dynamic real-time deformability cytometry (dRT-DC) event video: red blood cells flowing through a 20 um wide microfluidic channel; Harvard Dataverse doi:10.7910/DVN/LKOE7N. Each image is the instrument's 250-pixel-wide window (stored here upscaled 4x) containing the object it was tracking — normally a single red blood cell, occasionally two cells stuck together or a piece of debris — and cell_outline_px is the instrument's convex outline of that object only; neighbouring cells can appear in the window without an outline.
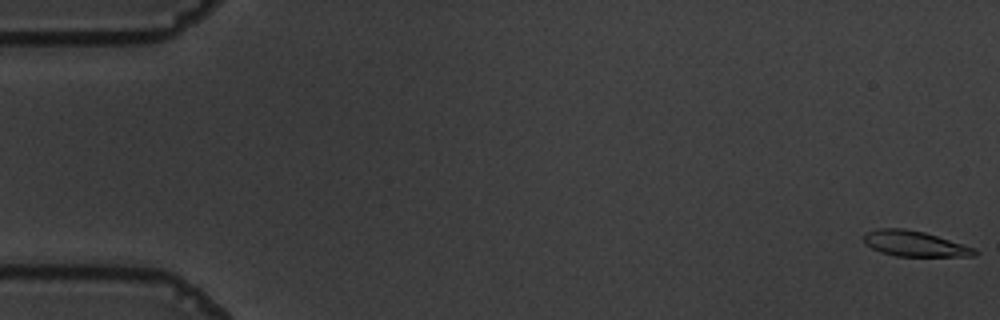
{"species": "common noctule bat (a hibernating species)", "species_latin": "Nyctalus noctula", "temperature_condition": "warm", "stored_images_in_passage": 56, "camera_frame_rate_fps": 3000, "um_per_image_px": 0.085, "animal": {"sex": "male", "body_mass_g": 19.5, "forearm_length_mm": 54.6}, "frame": {"image": 1, "passage_image": 1, "time_ms": 0.0, "image_size_px": [1000, 320], "cell_outline_px": [[980, 252], [972, 256], [896, 256], [880, 252], [864, 244], [864, 232], [876, 228], [904, 228], [924, 232], [972, 248]], "centroid_in_image_um": [77.65, 20.71], "position_along_channel_um": 7.4, "area_um2": 16.3}}
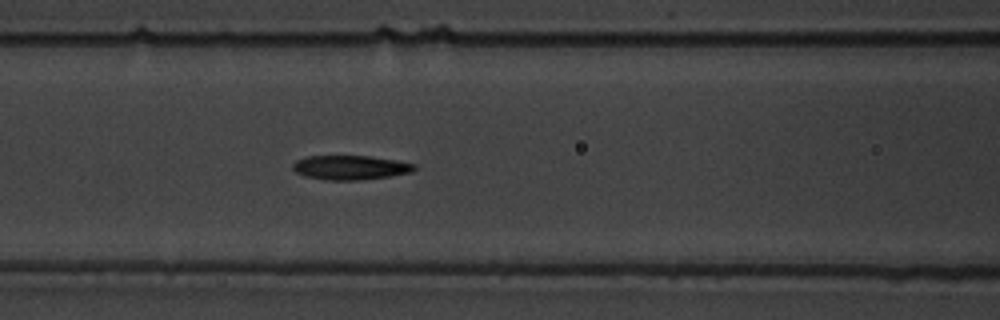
{"frame": {"image": 2, "passage_image": 24, "time_ms": 7.667, "image_size_px": [1000, 320], "cell_outline_px": [[416, 168], [412, 172], [364, 180], [324, 180], [304, 176], [296, 172], [292, 168], [292, 164], [296, 160], [308, 156], [368, 156], [396, 160], [416, 164]], "centroid_in_image_um": [29.76, 14.24], "position_along_channel_um": 136.8, "area_um2": 17.28}}
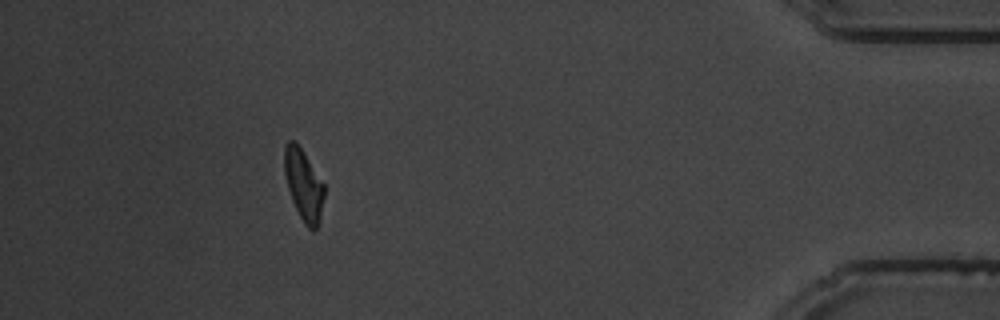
{"frame": {"image": 3, "passage_image": 51, "time_ms": 16.667, "image_size_px": [1000, 320], "cell_outline_px": [[324, 196], [320, 220], [316, 228], [312, 232], [304, 224], [292, 200], [288, 188], [284, 172], [284, 148], [288, 140], [292, 140], [300, 148], [324, 184]], "centroid_in_image_um": [25.8, 15.76], "position_along_channel_um": 409.4, "area_um2": 16.18}, "authors_computed_cell_mechanics": {"area_um2": 17.1955, "velocity_mm_per_s": 3.6349, "shape_relaxation_time_tau1_ms": 3.4274, "shape_relaxation_time_tau2_ms": 2.5238, "deformation_change_tau1": 0.141, "deformation_change_tau2": 0.0932}}